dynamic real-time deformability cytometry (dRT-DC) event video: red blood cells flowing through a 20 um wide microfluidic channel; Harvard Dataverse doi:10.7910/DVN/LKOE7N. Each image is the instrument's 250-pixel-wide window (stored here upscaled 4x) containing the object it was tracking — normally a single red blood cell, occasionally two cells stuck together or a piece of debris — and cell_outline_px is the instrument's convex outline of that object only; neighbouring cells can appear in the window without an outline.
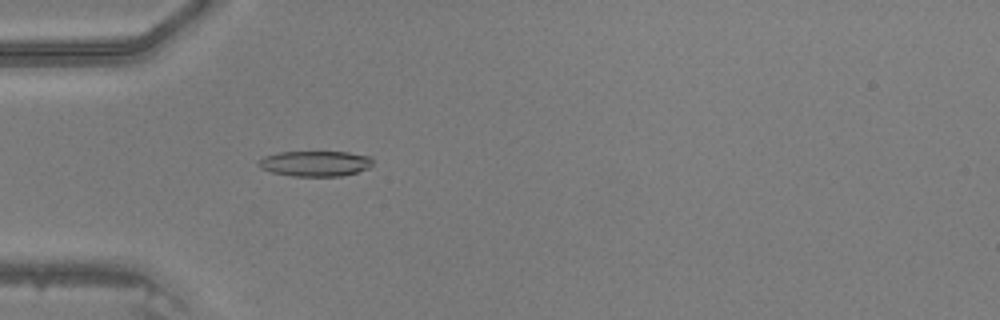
{"species": "common noctule bat (a hibernating species)", "species_latin": "Nyctalus noctula", "temperature_condition": "warm", "stored_images_in_passage": 46, "camera_frame_rate_fps": 3000, "um_per_image_px": 0.085, "animal": {"sex": "male", "body_mass_g": 20.5, "forearm_length_mm": 52.5}, "frame": {"image": 1, "passage_image": 14, "time_ms": 4.333, "image_size_px": [1000, 320], "cell_outline_px": [[372, 164], [368, 168], [356, 172], [340, 176], [292, 176], [272, 172], [260, 168], [256, 164], [264, 156], [280, 152], [348, 152], [372, 156]], "centroid_in_image_um": [26.79, 13.89], "position_along_channel_um": 58.2, "area_um2": 16.94}}
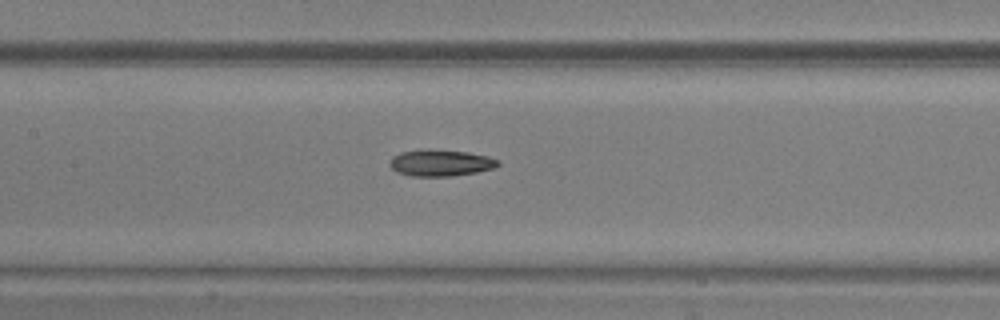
{"frame": {"image": 2, "passage_image": 22, "time_ms": 7.0, "image_size_px": [1000, 320], "cell_outline_px": [[500, 164], [492, 168], [476, 172], [452, 176], [412, 176], [396, 172], [388, 164], [392, 156], [400, 152], [468, 152], [488, 156], [500, 160]], "centroid_in_image_um": [37.47, 13.89], "position_along_channel_um": 169.9, "area_um2": 15.95}}
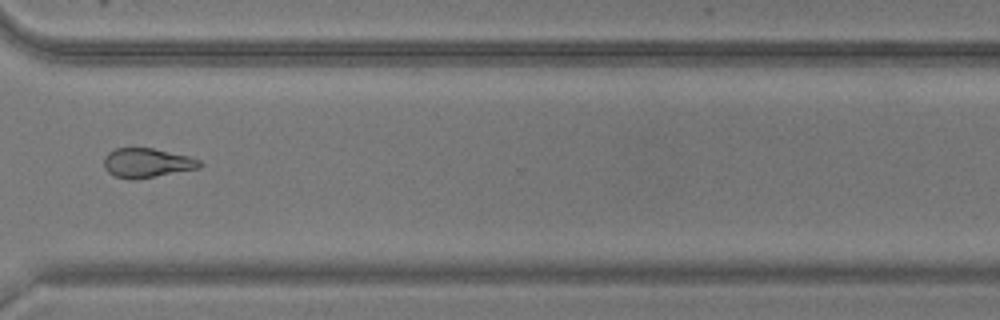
{"frame": {"image": 3, "passage_image": 35, "time_ms": 11.333, "image_size_px": [1000, 320], "cell_outline_px": [[204, 164], [200, 168], [136, 180], [128, 180], [116, 176], [108, 172], [104, 168], [104, 156], [108, 152], [116, 148], [152, 148], [188, 156], [200, 160]], "centroid_in_image_um": [12.49, 13.86], "position_along_channel_um": 358.1, "area_um2": 16.53}}